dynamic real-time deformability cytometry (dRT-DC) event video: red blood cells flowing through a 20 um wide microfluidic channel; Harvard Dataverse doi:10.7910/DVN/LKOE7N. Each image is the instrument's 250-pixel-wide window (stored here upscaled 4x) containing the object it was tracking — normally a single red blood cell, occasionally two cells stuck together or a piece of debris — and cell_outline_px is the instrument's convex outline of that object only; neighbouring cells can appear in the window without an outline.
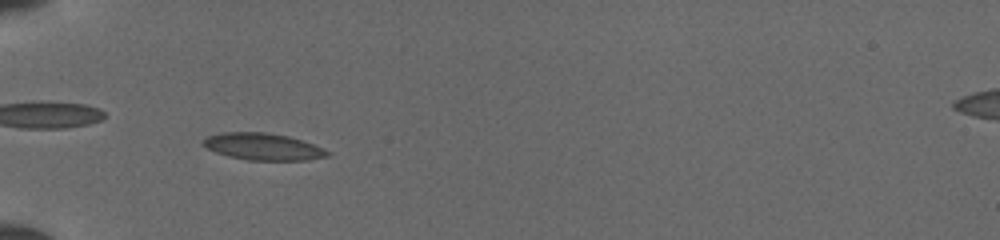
{"species": "common noctule bat (a hibernating species)", "species_latin": "Nyctalus noctula", "temperature_condition": "cold", "stored_images_in_passage": 47, "camera_frame_rate_fps": 3000, "um_per_image_px": 0.085, "animal": {"sex": "female", "body_mass_g": 19.5, "forearm_length_mm": 54.1}, "frame": {"image": 1, "passage_image": 14, "time_ms": 4.333, "image_size_px": [1000, 240], "cell_outline_px": [[332, 152], [328, 156], [308, 160], [248, 160], [228, 156], [216, 152], [200, 144], [208, 136], [224, 132], [264, 132], [288, 136], [312, 144]], "centroid_in_image_um": [22.35, 12.47], "position_along_channel_um": 62.6, "area_um2": 19.31}}
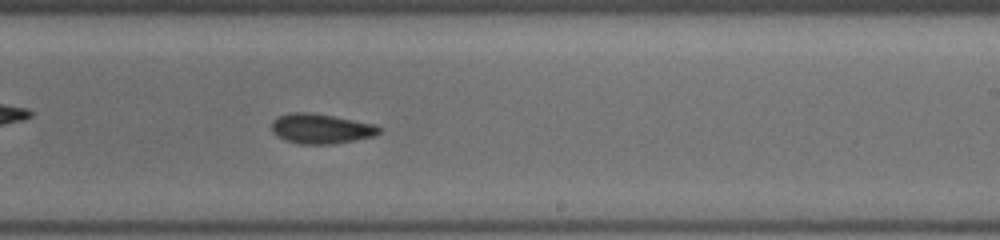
{"frame": {"image": 2, "passage_image": 29, "time_ms": 9.333, "image_size_px": [1000, 240], "cell_outline_px": [[380, 132], [372, 136], [332, 144], [300, 144], [284, 140], [276, 136], [272, 132], [272, 120], [280, 116], [292, 112], [308, 112], [332, 116], [372, 124], [380, 128]], "centroid_in_image_um": [27.2, 10.94], "position_along_channel_um": 261.8, "area_um2": 18.38}}
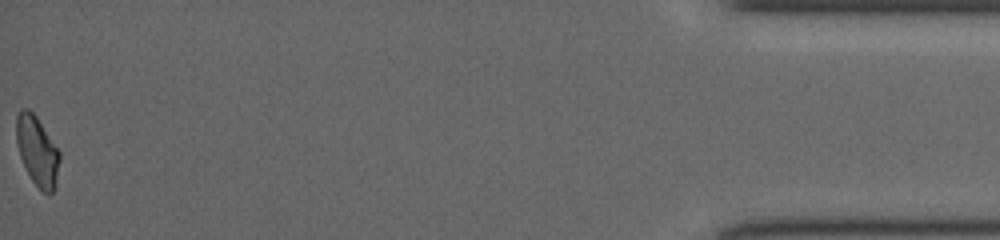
{"frame": {"image": 3, "passage_image": 47, "time_ms": 15.333, "image_size_px": [1000, 240], "cell_outline_px": [[60, 160], [56, 184], [52, 192], [48, 196], [32, 180], [20, 156], [16, 140], [16, 116], [20, 108], [28, 108], [36, 116], [60, 152]], "centroid_in_image_um": [3.17, 12.81], "position_along_channel_um": 432.0, "area_um2": 17.4}}